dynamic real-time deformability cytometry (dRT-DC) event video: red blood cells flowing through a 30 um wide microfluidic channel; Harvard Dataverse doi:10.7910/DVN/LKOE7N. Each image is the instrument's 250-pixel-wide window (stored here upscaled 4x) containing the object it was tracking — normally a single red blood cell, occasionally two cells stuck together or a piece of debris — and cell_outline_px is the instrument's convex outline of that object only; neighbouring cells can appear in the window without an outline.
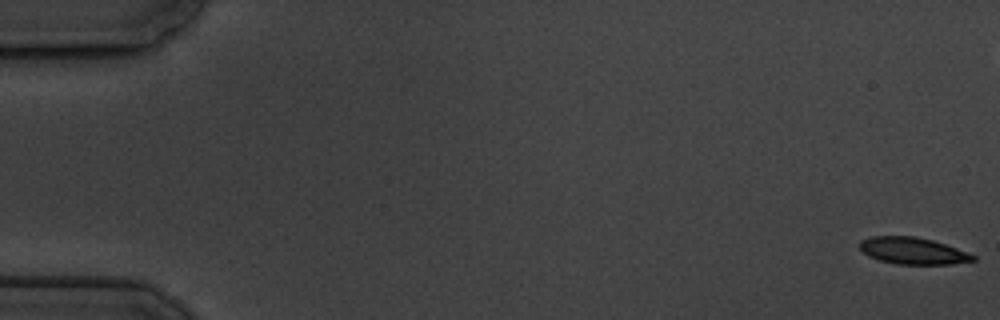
{"species": "common noctule bat (a hibernating species)", "species_latin": "Nyctalus noctula", "temperature_condition": "cold", "stored_images_in_passage": 8, "camera_frame_rate_fps": 3000, "um_per_image_px": 0.085, "animal": {"sex": "male", "body_mass_g": 19.5, "forearm_length_mm": 54.6}, "frame": {"image": 1, "passage_image": 1, "time_ms": 0.0, "image_size_px": [1000, 320], "cell_outline_px": [[976, 260], [952, 264], [896, 264], [880, 260], [868, 256], [860, 248], [860, 240], [872, 236], [916, 236], [932, 240], [956, 248], [976, 256]], "centroid_in_image_um": [77.58, 21.32], "position_along_channel_um": 7.4, "area_um2": 17.57}}
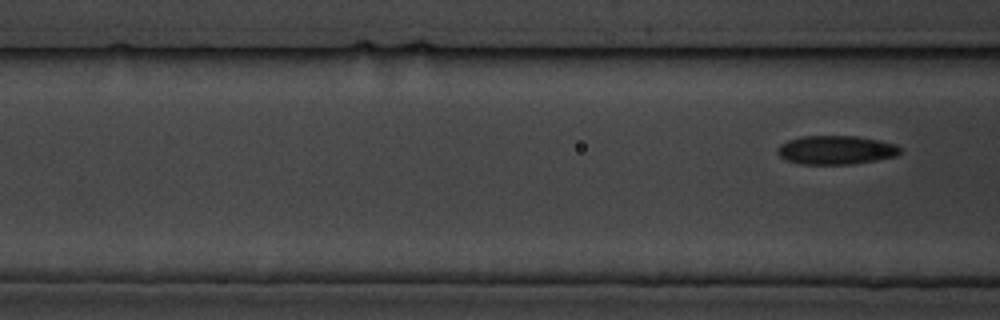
{"frame": {"image": 2, "passage_image": 8, "time_ms": 9.333, "image_size_px": [1000, 320], "cell_outline_px": [[900, 152], [896, 156], [876, 160], [852, 164], [800, 164], [784, 160], [776, 152], [776, 148], [780, 144], [788, 140], [800, 136], [856, 136], [880, 140], [896, 144], [900, 148]], "centroid_in_image_um": [71.02, 12.75], "position_along_channel_um": 95.6, "area_um2": 20.75}}